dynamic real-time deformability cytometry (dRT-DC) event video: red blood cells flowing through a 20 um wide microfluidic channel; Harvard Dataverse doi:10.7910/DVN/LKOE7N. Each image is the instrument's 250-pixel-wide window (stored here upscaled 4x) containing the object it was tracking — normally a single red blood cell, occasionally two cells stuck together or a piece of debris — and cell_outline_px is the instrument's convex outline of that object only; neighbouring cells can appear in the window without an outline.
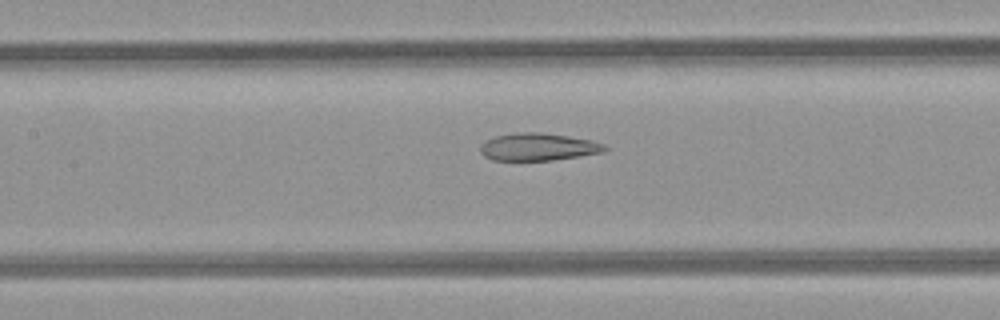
{"species": "common noctule bat (a hibernating species)", "species_latin": "Nyctalus noctula", "temperature_condition": "room temperature", "stored_images_in_passage": 25, "camera_frame_rate_fps": 3000, "um_per_image_px": 0.085, "animal": {"sex": "female", "body_mass_g": 21.9}, "frame": {"image": 1, "passage_image": 15, "time_ms": 4.667, "image_size_px": [1000, 320], "cell_outline_px": [[608, 148], [604, 152], [580, 156], [552, 160], [492, 160], [484, 156], [480, 152], [480, 144], [496, 136], [520, 132], [544, 132], [592, 140], [604, 144]], "centroid_in_image_um": [45.76, 12.48], "position_along_channel_um": 161.6, "area_um2": 19.94}}
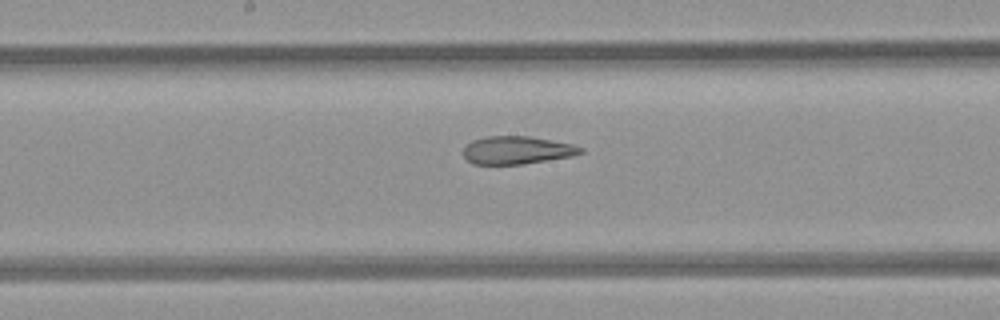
{"frame": {"image": 2, "passage_image": 18, "time_ms": 5.667, "image_size_px": [1000, 320], "cell_outline_px": [[584, 152], [572, 156], [524, 164], [472, 164], [464, 156], [464, 148], [472, 140], [488, 136], [528, 136], [572, 144], [584, 148]], "centroid_in_image_um": [43.95, 12.77], "position_along_channel_um": 204.2, "area_um2": 18.96}}